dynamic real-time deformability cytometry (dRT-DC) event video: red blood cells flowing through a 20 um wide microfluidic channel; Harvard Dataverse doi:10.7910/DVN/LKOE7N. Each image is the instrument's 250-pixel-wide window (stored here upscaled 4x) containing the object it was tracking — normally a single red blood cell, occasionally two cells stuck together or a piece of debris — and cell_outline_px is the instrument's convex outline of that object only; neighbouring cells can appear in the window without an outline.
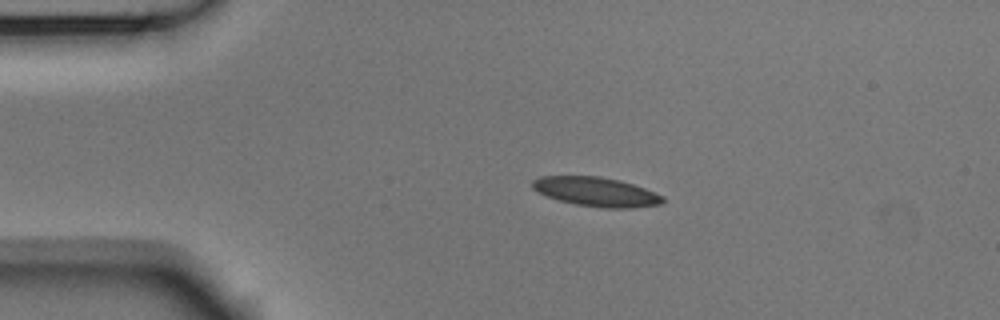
{"species": "Egyptian fruit bat (a non-hibernating species)", "species_latin": "Rousettus aegyptiacus", "temperature_condition": "room temperature", "stored_images_in_passage": 46, "camera_frame_rate_fps": 3000, "um_per_image_px": 0.085, "animal": {"sex": "male"}, "frame": {"image": 1, "passage_image": 3, "time_ms": 0.667, "image_size_px": [1000, 320], "cell_outline_px": [[664, 200], [660, 204], [632, 208], [600, 208], [576, 204], [560, 200], [548, 196], [532, 188], [532, 180], [540, 176], [600, 176], [620, 180], [644, 188], [664, 196]], "centroid_in_image_um": [50.69, 16.3], "position_along_channel_um": 34.3, "area_um2": 22.08}}
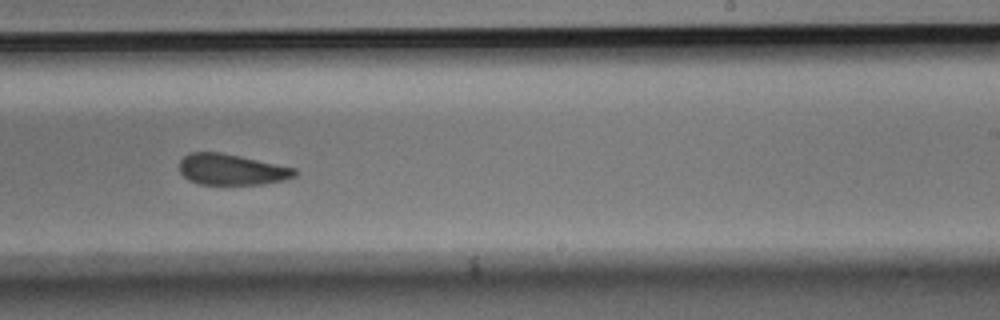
{"frame": {"image": 2, "passage_image": 25, "time_ms": 8.0, "image_size_px": [1000, 320], "cell_outline_px": [[300, 172], [296, 176], [284, 180], [264, 184], [200, 184], [188, 180], [180, 172], [180, 160], [184, 156], [192, 152], [220, 152], [240, 156], [296, 168]], "centroid_in_image_um": [19.72, 14.41], "position_along_channel_um": 269.3, "area_um2": 20.87}}
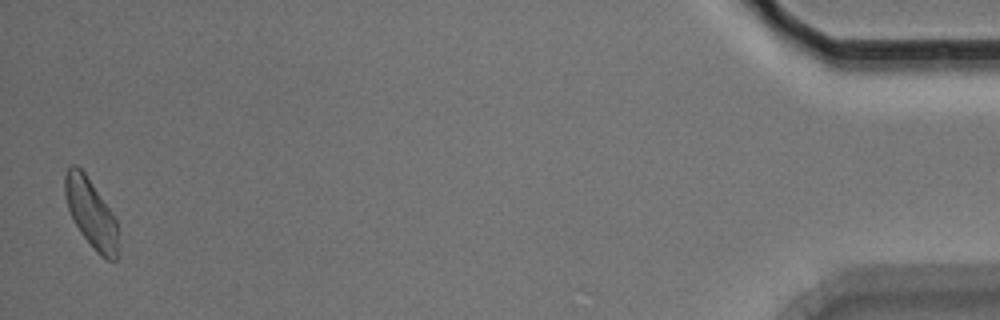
{"frame": {"image": 3, "passage_image": 45, "time_ms": 14.667, "image_size_px": [1000, 320], "cell_outline_px": [[116, 260], [108, 260], [100, 256], [96, 252], [80, 232], [68, 208], [64, 192], [64, 176], [68, 168], [72, 164], [76, 164], [84, 172], [116, 220]], "centroid_in_image_um": [7.69, 18.1], "position_along_channel_um": 427.5, "area_um2": 20.58}, "authors_computed_cell_mechanics": {"area_um2": 22.0796, "velocity_mm_per_s": 3.7325, "shape_relaxation_time_tau1_ms": 3.4199, "shape_relaxation_time_tau2_ms": 3.0599, "deformation_change_tau1": 0.0935, "deformation_change_tau2": 0.0837}}